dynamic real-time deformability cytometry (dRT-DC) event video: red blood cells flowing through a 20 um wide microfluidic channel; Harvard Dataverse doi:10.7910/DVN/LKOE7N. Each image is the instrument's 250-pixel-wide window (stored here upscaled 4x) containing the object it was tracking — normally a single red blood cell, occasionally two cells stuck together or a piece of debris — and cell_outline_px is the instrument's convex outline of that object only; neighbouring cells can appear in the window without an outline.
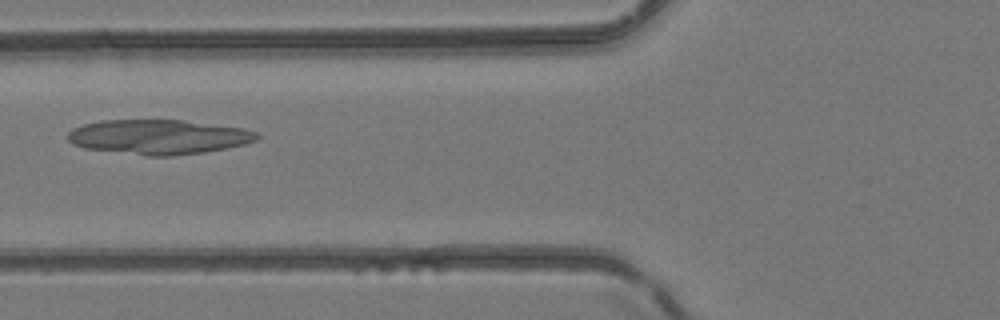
{"species": "common noctule bat (a hibernating species)", "species_latin": "Nyctalus noctula", "temperature_condition": "room temperature", "stored_images_in_passage": 5, "camera_frame_rate_fps": 3000, "um_per_image_px": 0.085, "animal": {"sex": "female", "body_mass_g": 24.6, "forearm_length_mm": 56.2}, "frame": {"image": 1, "passage_image": 5, "time_ms": 1.333, "image_size_px": [1000, 320], "cell_outline_px": [[260, 136], [256, 140], [244, 144], [228, 148], [204, 152], [172, 156], [148, 156], [84, 148], [72, 144], [68, 140], [68, 132], [72, 128], [84, 124], [100, 120], [180, 120], [244, 128], [256, 132]], "centroid_in_image_um": [13.46, 11.64], "position_along_channel_um": 112.3, "area_um2": 38.26}}